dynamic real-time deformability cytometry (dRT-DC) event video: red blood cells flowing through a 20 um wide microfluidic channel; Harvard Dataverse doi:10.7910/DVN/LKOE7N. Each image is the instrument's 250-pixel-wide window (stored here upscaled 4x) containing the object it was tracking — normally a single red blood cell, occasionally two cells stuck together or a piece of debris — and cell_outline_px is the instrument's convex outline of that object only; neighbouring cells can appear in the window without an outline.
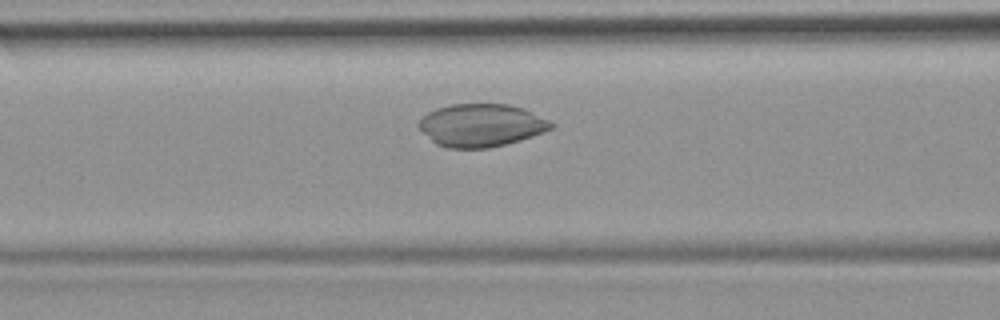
{"species": "common noctule bat (a hibernating species)", "species_latin": "Nyctalus noctula", "temperature_condition": "room temperature", "stored_images_in_passage": 32, "camera_frame_rate_fps": 3000, "um_per_image_px": 0.085, "animal": {"sex": "female", "body_mass_g": 19.9}, "frame": {"image": 1, "passage_image": 5, "time_ms": 1.333, "image_size_px": [1000, 320], "cell_outline_px": [[556, 124], [552, 128], [544, 132], [520, 140], [488, 148], [448, 148], [436, 144], [416, 124], [428, 112], [436, 108], [452, 104], [508, 104], [524, 108]], "centroid_in_image_um": [40.91, 10.64], "position_along_channel_um": 125.7, "area_um2": 32.83}}
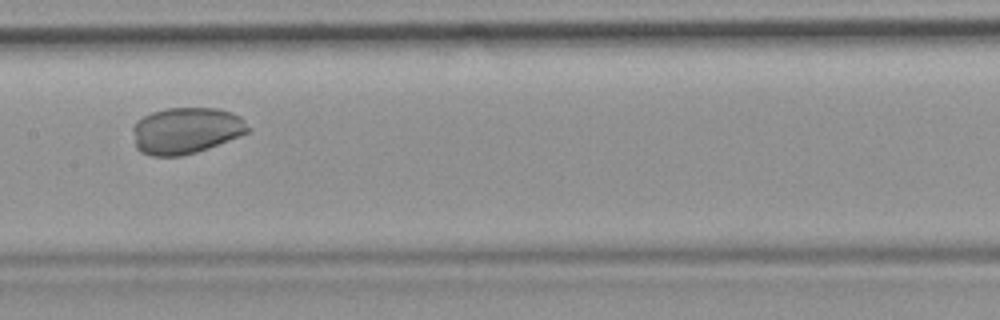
{"frame": {"image": 2, "passage_image": 10, "time_ms": 3.0, "image_size_px": [1000, 320], "cell_outline_px": [[252, 128], [248, 132], [240, 136], [208, 148], [196, 152], [180, 156], [152, 156], [140, 152], [136, 148], [132, 128], [136, 120], [152, 112], [164, 108], [216, 108], [232, 112], [240, 116]], "centroid_in_image_um": [15.81, 11.09], "position_along_channel_um": 191.6, "area_um2": 31.39}}